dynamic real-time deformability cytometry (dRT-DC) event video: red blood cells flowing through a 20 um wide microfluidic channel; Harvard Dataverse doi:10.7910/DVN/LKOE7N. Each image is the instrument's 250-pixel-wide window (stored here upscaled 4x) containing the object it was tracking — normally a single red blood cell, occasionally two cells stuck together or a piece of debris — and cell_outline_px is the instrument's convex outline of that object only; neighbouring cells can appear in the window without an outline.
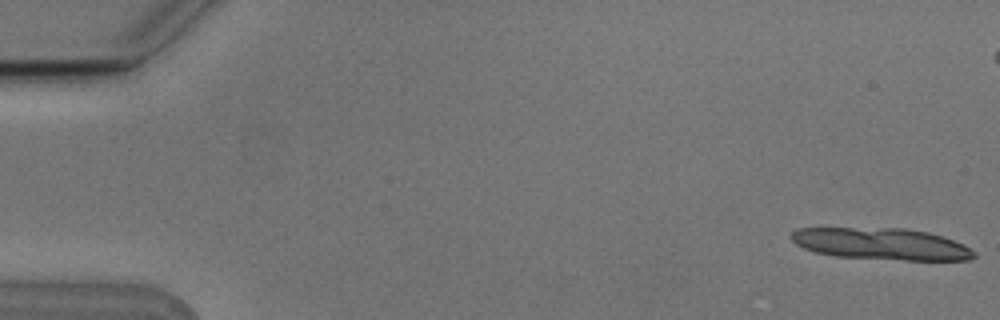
{"species": "Egyptian fruit bat (a non-hibernating species)", "species_latin": "Rousettus aegyptiacus", "temperature_condition": "cold", "stored_images_in_passage": 3, "camera_frame_rate_fps": 3000, "um_per_image_px": 0.085, "animal": {"sex": "male"}, "frame": {"image": 1, "passage_image": 1, "time_ms": 0.0, "image_size_px": [1000, 320], "cell_outline_px": [[976, 256], [972, 260], [904, 260], [836, 256], [816, 252], [804, 248], [796, 244], [788, 236], [796, 228], [904, 228], [928, 232], [964, 244], [976, 252]], "centroid_in_image_um": [74.92, 20.73], "position_along_channel_um": 10.1, "area_um2": 33.81}}